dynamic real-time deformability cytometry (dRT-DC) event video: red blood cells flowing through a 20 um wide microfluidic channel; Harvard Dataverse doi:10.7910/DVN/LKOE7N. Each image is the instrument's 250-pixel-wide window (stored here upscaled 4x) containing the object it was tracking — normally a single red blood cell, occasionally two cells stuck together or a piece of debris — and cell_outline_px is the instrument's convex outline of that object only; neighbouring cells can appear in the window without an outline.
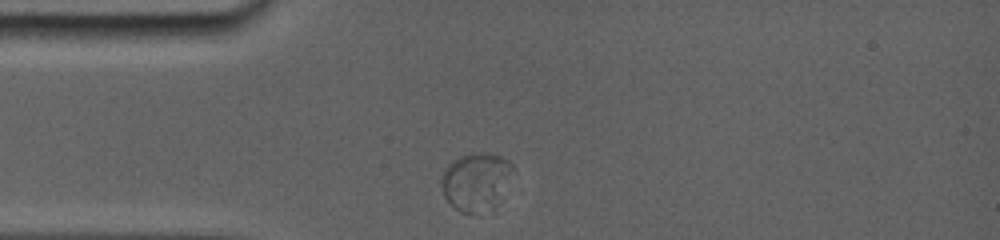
{"species": "common noctule bat (a hibernating species)", "species_latin": "Nyctalus noctula", "temperature_condition": "room temperature", "stored_images_in_passage": 27, "camera_frame_rate_fps": 5000, "um_per_image_px": 0.085, "animal": {"sex": "female", "body_mass_g": 19.0, "forearm_length_mm": 56.7}, "frame": {"image": 1, "passage_image": 1, "time_ms": 0.0, "image_size_px": [1000, 240], "cell_outline_px": [[512, 168], [492, 192], [472, 212], [460, 212], [444, 196], [440, 184], [440, 180], [448, 164], [464, 156], [496, 156], [512, 164]], "centroid_in_image_um": [40.17, 15.32], "position_along_channel_um": 44.8, "area_um2": 19.65}}
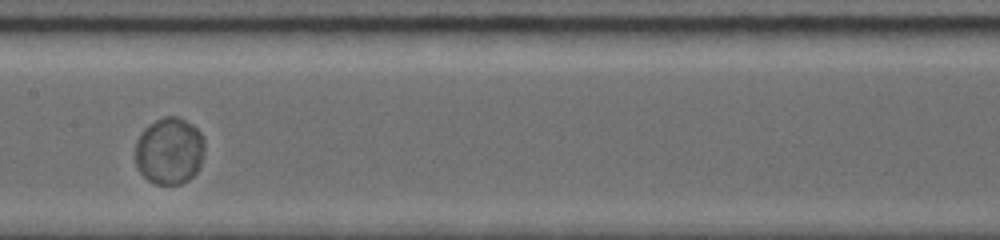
{"frame": {"image": 2, "passage_image": 12, "time_ms": 4.4, "image_size_px": [1000, 240], "cell_outline_px": [[204, 148], [200, 168], [188, 180], [180, 184], [156, 184], [148, 180], [140, 172], [136, 164], [136, 144], [144, 128], [156, 120], [164, 116], [176, 116], [192, 124], [200, 132], [204, 140]], "centroid_in_image_um": [14.41, 12.83], "position_along_channel_um": 193.0, "area_um2": 26.93}}
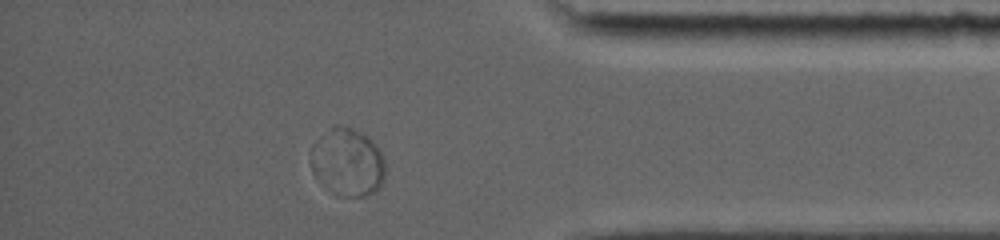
{"frame": {"image": 3, "passage_image": 23, "time_ms": 10.4, "image_size_px": [1000, 240], "cell_outline_px": [[384, 180], [372, 192], [364, 196], [336, 196], [320, 140], [320, 136], [336, 124], [340, 124], [352, 128], [360, 132], [372, 140], [384, 156]], "centroid_in_image_um": [29.95, 13.71], "position_along_channel_um": 405.3, "area_um2": 24.74}, "authors_computed_cell_mechanics": {"area_um2": 26.5302, "velocity_mm_per_s": 3.691, "shape_relaxation_time_tau1_ms": 1.601, "shape_relaxation_time_tau2_ms": null, "deformation_change_tau1": 0.0179, "deformation_change_tau2": null}}